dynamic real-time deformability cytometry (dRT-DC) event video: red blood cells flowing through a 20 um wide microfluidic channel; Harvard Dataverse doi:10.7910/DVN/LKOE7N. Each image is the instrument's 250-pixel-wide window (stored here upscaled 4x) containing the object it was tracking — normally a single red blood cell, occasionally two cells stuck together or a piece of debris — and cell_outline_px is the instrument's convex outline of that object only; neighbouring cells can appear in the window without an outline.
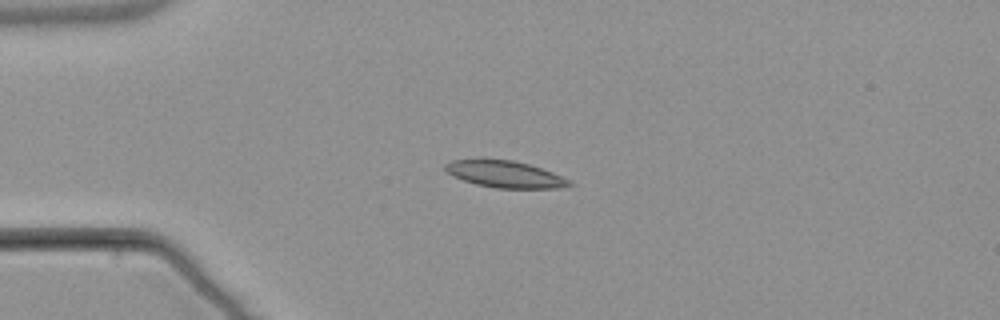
{"species": "common noctule bat (a hibernating species)", "species_latin": "Nyctalus noctula", "temperature_condition": "warm", "stored_images_in_passage": 6, "camera_frame_rate_fps": 3000, "um_per_image_px": 0.085, "animal": {"sex": "male", "body_mass_g": 21.5, "forearm_length_mm": 52.0}, "frame": {"image": 1, "passage_image": 3, "time_ms": 3.0, "image_size_px": [1000, 320], "cell_outline_px": [[576, 184], [560, 188], [496, 188], [476, 184], [452, 176], [444, 168], [444, 164], [452, 160], [512, 160], [528, 164], [552, 172], [572, 180]], "centroid_in_image_um": [42.97, 14.82], "position_along_channel_um": 42.0, "area_um2": 19.19}}
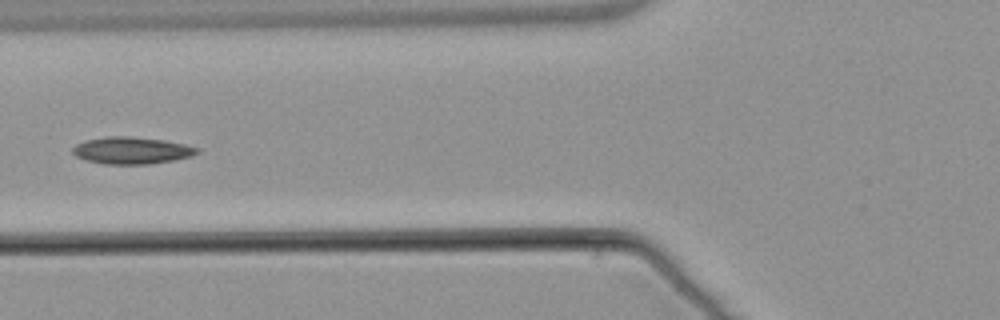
{"frame": {"image": 2, "passage_image": 5, "time_ms": 5.667, "image_size_px": [1000, 320], "cell_outline_px": [[200, 152], [192, 156], [176, 160], [148, 164], [104, 164], [88, 160], [76, 156], [72, 152], [72, 148], [76, 144], [84, 140], [104, 136], [128, 136], [164, 140], [184, 144], [200, 148]], "centroid_in_image_um": [11.21, 12.78], "position_along_channel_um": 114.6, "area_um2": 19.71}}